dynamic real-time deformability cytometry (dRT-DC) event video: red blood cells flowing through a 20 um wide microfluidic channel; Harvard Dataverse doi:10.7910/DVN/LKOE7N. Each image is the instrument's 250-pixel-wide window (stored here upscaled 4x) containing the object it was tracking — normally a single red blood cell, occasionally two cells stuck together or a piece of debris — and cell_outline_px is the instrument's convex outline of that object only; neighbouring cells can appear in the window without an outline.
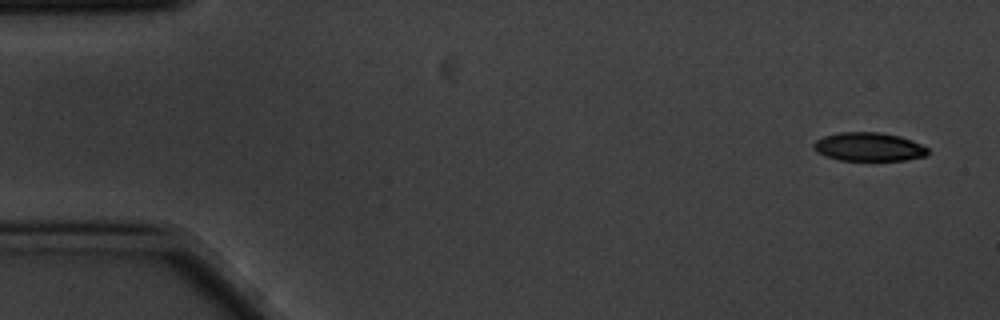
{"species": "common noctule bat (a hibernating species)", "species_latin": "Nyctalus noctula", "temperature_condition": "cold", "stored_images_in_passage": 4, "camera_frame_rate_fps": 3000, "um_per_image_px": 0.085, "animal": {"sex": "male", "body_mass_g": 20.1, "forearm_length_mm": 53.5}, "frame": {"image": 1, "passage_image": 1, "time_ms": 0.0, "image_size_px": [1000, 320], "cell_outline_px": [[928, 152], [924, 156], [908, 160], [840, 160], [816, 152], [812, 148], [812, 144], [816, 140], [824, 136], [840, 132], [876, 132], [900, 136], [912, 140], [928, 148]], "centroid_in_image_um": [73.83, 12.48], "position_along_channel_um": 11.2, "area_um2": 18.96}}
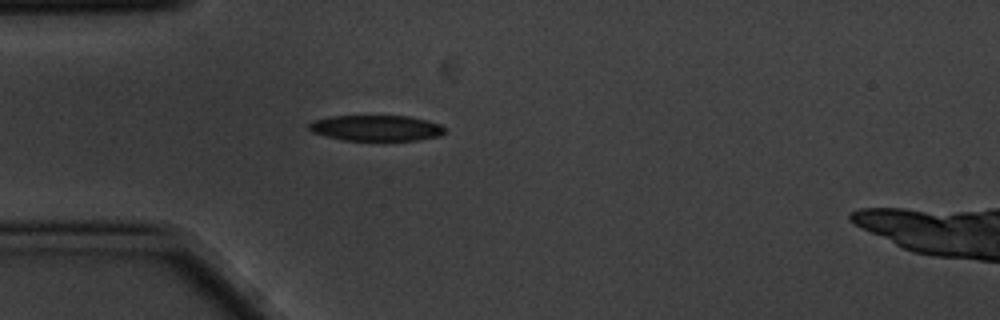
{"frame": {"image": 2, "passage_image": 4, "time_ms": 1.0, "image_size_px": [1000, 320], "cell_outline_px": [[444, 132], [440, 136], [416, 140], [344, 140], [312, 132], [308, 128], [308, 124], [312, 120], [332, 116], [408, 116], [428, 120], [440, 124], [444, 128]], "centroid_in_image_um": [31.97, 10.87], "position_along_channel_um": 53.0, "area_um2": 20.29}}